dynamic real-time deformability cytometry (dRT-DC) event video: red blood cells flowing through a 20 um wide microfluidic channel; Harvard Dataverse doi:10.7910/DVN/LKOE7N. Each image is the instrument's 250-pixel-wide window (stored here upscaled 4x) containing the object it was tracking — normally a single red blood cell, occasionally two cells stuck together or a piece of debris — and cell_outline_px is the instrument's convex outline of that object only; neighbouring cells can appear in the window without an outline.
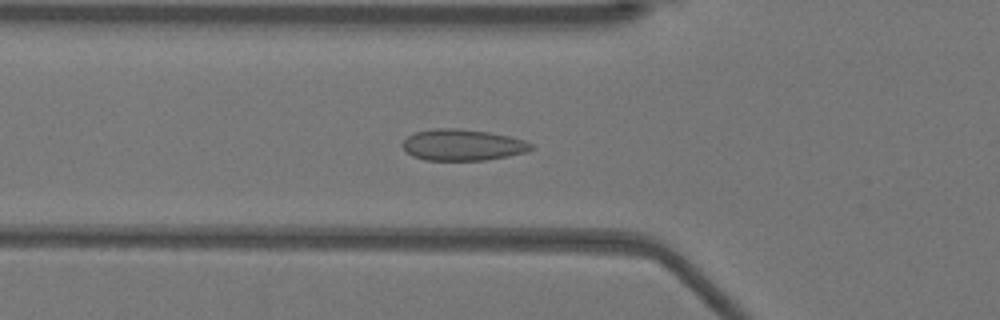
{"species": "Egyptian fruit bat (a non-hibernating species)", "species_latin": "Rousettus aegyptiacus", "temperature_condition": "warm", "stored_images_in_passage": 46, "camera_frame_rate_fps": 3000, "um_per_image_px": 0.085, "animal": {"sex": "female"}, "frame": {"image": 1, "passage_image": 11, "time_ms": 3.333, "image_size_px": [1000, 320], "cell_outline_px": [[536, 148], [528, 152], [508, 156], [484, 160], [424, 160], [412, 156], [400, 144], [408, 136], [416, 132], [432, 128], [456, 128], [488, 132], [508, 136], [524, 140], [532, 144]], "centroid_in_image_um": [39.33, 12.32], "position_along_channel_um": 86.5, "area_um2": 23.52}}
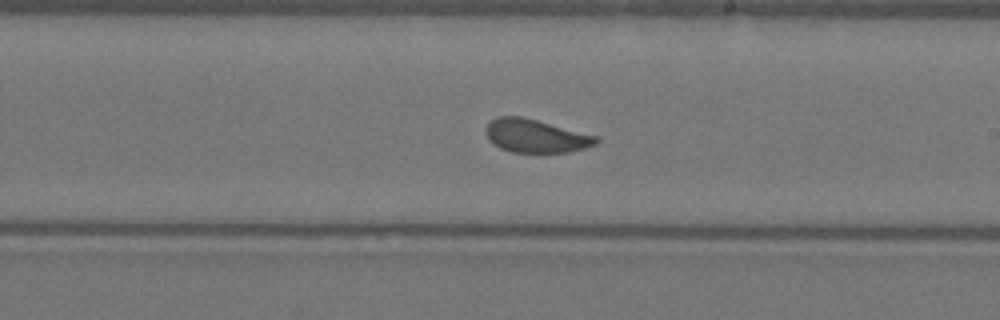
{"frame": {"image": 2, "passage_image": 23, "time_ms": 7.333, "image_size_px": [1000, 320], "cell_outline_px": [[600, 140], [596, 144], [584, 148], [568, 152], [512, 152], [500, 148], [488, 136], [484, 128], [496, 116], [524, 116], [596, 136]], "centroid_in_image_um": [45.54, 11.54], "position_along_channel_um": 243.5, "area_um2": 21.15}}
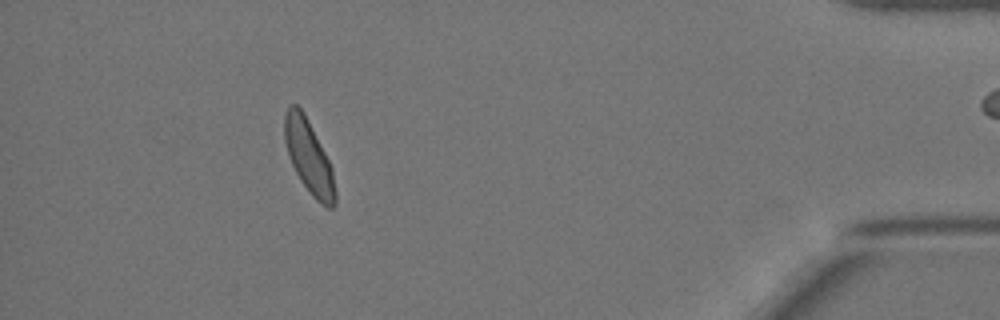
{"frame": {"image": 3, "passage_image": 40, "time_ms": 13.0, "image_size_px": [1000, 320], "cell_outline_px": [[336, 204], [332, 208], [328, 208], [320, 204], [312, 196], [300, 180], [288, 156], [284, 140], [284, 112], [288, 104], [296, 104], [304, 112], [332, 168], [336, 192]], "centroid_in_image_um": [26.23, 13.33], "position_along_channel_um": 409.0, "area_um2": 21.68}}